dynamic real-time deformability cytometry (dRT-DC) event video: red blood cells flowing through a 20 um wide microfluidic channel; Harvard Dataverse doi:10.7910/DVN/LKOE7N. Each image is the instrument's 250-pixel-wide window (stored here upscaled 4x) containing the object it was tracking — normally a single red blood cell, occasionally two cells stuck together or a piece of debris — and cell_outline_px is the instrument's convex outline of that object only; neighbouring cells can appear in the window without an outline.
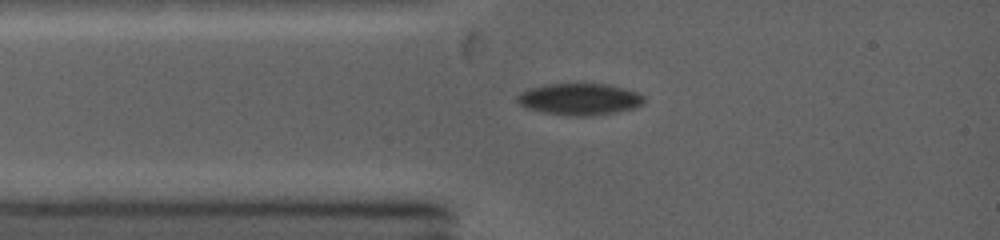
{"species": "common noctule bat (a hibernating species)", "species_latin": "Nyctalus noctula", "temperature_condition": "warm", "stored_images_in_passage": 4, "camera_frame_rate_fps": 5000, "um_per_image_px": 0.085, "animal": {"sex": "female", "body_mass_g": 19.0, "forearm_length_mm": 53.3}, "frame": {"image": 1, "passage_image": 1, "time_ms": 0.0, "image_size_px": [1000, 240], "cell_outline_px": [[644, 104], [636, 108], [616, 112], [588, 116], [568, 116], [544, 112], [528, 108], [520, 104], [516, 100], [524, 92], [532, 88], [552, 84], [604, 84], [636, 92], [644, 96]], "centroid_in_image_um": [49.33, 8.45], "position_along_channel_um": 35.7, "area_um2": 22.89}}
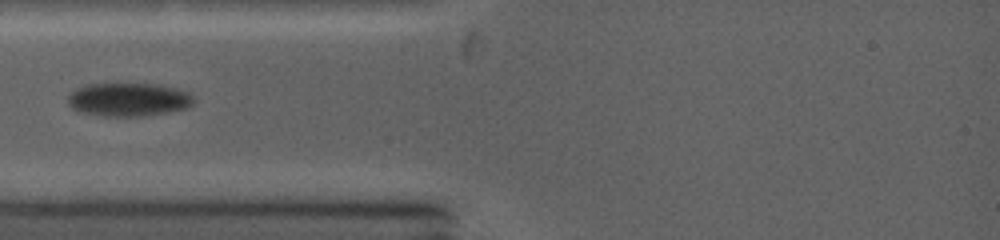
{"frame": {"image": 2, "passage_image": 3, "time_ms": 1.0, "image_size_px": [1000, 240], "cell_outline_px": [[192, 104], [188, 108], [148, 116], [100, 116], [76, 112], [68, 104], [68, 96], [72, 92], [88, 84], [148, 84], [168, 88], [184, 92], [192, 96]], "centroid_in_image_um": [10.84, 8.5], "position_along_channel_um": 74.2, "area_um2": 24.1}}